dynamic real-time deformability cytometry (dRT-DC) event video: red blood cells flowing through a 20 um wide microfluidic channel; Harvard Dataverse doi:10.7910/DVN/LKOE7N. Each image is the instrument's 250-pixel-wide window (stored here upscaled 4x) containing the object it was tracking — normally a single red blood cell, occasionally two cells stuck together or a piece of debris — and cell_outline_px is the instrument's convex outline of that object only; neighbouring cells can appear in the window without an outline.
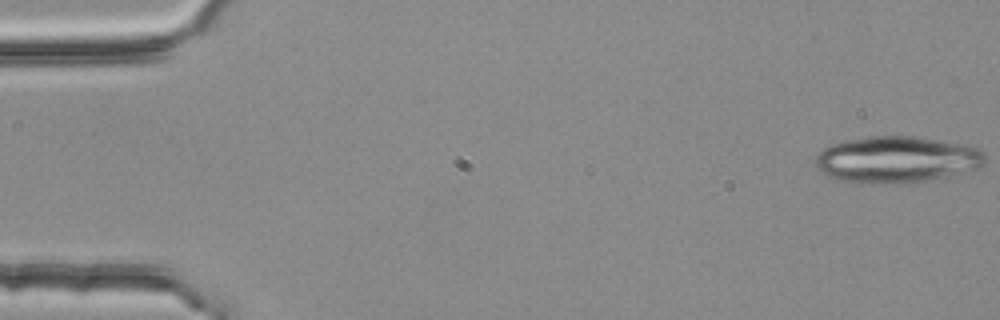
{"species": "common noctule bat (a hibernating species)", "species_latin": "Nyctalus noctula", "temperature_condition": "room temperature", "stored_images_in_passage": 4, "camera_frame_rate_fps": 3000, "um_per_image_px": 0.085, "animal": {"sex": "female", "body_mass_g": 25.1}, "frame": {"image": 1, "passage_image": 1, "time_ms": 0.0, "image_size_px": [1000, 320], "cell_outline_px": [[984, 164], [980, 168], [964, 172], [924, 180], [836, 180], [828, 176], [816, 168], [816, 156], [824, 148], [832, 144], [844, 140], [872, 136], [916, 136], [964, 144], [980, 148], [984, 152]], "centroid_in_image_um": [76.25, 13.49], "position_along_channel_um": 8.7, "area_um2": 44.51}}